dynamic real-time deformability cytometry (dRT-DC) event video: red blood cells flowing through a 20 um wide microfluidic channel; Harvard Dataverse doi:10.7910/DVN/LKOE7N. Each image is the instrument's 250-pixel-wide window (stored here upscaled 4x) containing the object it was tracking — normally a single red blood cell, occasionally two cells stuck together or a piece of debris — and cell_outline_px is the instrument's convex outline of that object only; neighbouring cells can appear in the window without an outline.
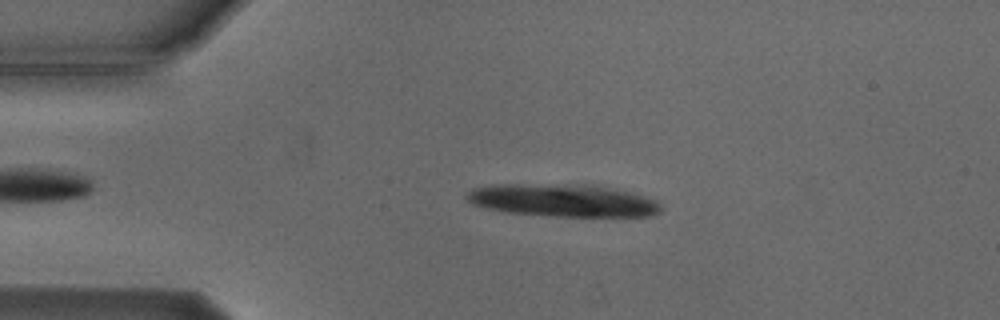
{"species": "Egyptian fruit bat (a non-hibernating species)", "species_latin": "Rousettus aegyptiacus", "temperature_condition": "cold", "stored_images_in_passage": 3, "camera_frame_rate_fps": 3000, "um_per_image_px": 0.085, "animal": {"sex": "male"}, "frame": {"image": 1, "passage_image": 2, "time_ms": 1.333, "image_size_px": [1000, 320], "cell_outline_px": [[660, 212], [648, 216], [552, 216], [504, 212], [472, 204], [464, 196], [472, 188], [492, 184], [588, 184], [612, 188], [644, 196], [656, 200], [660, 204]], "centroid_in_image_um": [47.8, 17.02], "position_along_channel_um": 37.2, "area_um2": 36.99}}